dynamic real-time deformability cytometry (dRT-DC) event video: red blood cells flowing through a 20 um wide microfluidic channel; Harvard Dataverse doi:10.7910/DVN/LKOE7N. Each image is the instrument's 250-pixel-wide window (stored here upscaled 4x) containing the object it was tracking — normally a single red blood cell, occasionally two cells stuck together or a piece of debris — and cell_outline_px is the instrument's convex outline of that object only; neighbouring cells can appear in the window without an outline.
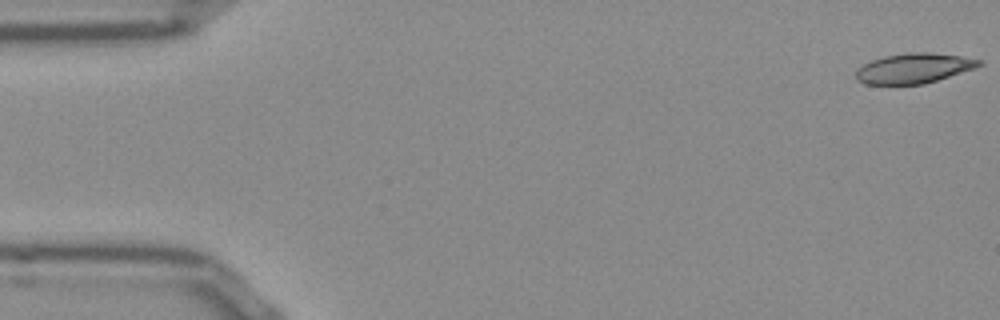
{"species": "Egyptian fruit bat (a non-hibernating species)", "species_latin": "Rousettus aegyptiacus", "temperature_condition": "room temperature", "stored_images_in_passage": 52, "camera_frame_rate_fps": 3000, "um_per_image_px": 0.085, "frame": {"image": 1, "passage_image": 1, "time_ms": 0.0, "image_size_px": [1000, 320], "cell_outline_px": [[984, 64], [924, 84], [864, 84], [856, 80], [856, 68], [872, 60], [884, 56], [908, 52], [928, 52], [960, 56], [984, 60]], "centroid_in_image_um": [77.64, 5.79], "position_along_channel_um": 7.4, "area_um2": 21.39}}
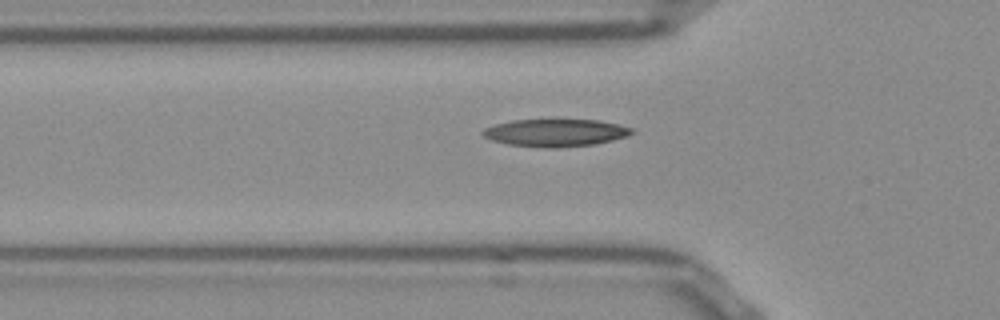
{"frame": {"image": 2, "passage_image": 17, "time_ms": 5.333, "image_size_px": [1000, 320], "cell_outline_px": [[636, 132], [628, 136], [596, 144], [556, 148], [544, 148], [508, 144], [492, 140], [484, 136], [480, 132], [484, 128], [496, 124], [512, 120], [556, 116], [600, 120], [632, 128]], "centroid_in_image_um": [47.23, 11.23], "position_along_channel_um": 78.6, "area_um2": 25.14}}
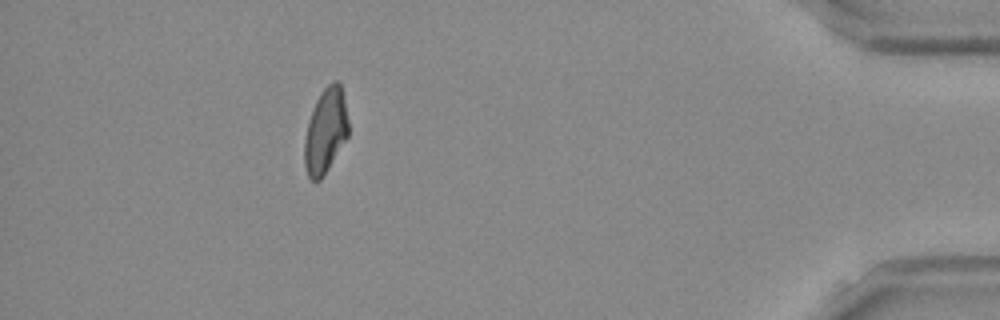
{"frame": {"image": 3, "passage_image": 47, "time_ms": 15.333, "image_size_px": [1000, 320], "cell_outline_px": [[348, 136], [324, 176], [320, 180], [312, 180], [308, 176], [304, 164], [304, 140], [308, 120], [316, 100], [320, 92], [328, 84], [336, 80], [340, 84], [344, 100], [348, 120]], "centroid_in_image_um": [27.66, 11.14], "position_along_channel_um": 407.5, "area_um2": 21.73}, "authors_computed_cell_mechanics": {"area_um2": 22.4842, "velocity_mm_per_s": 3.8558, "shape_relaxation_time_tau1_ms": null, "shape_relaxation_time_tau2_ms": 3.9667, "deformation_change_tau1": null, "deformation_change_tau2": 0.1174}}